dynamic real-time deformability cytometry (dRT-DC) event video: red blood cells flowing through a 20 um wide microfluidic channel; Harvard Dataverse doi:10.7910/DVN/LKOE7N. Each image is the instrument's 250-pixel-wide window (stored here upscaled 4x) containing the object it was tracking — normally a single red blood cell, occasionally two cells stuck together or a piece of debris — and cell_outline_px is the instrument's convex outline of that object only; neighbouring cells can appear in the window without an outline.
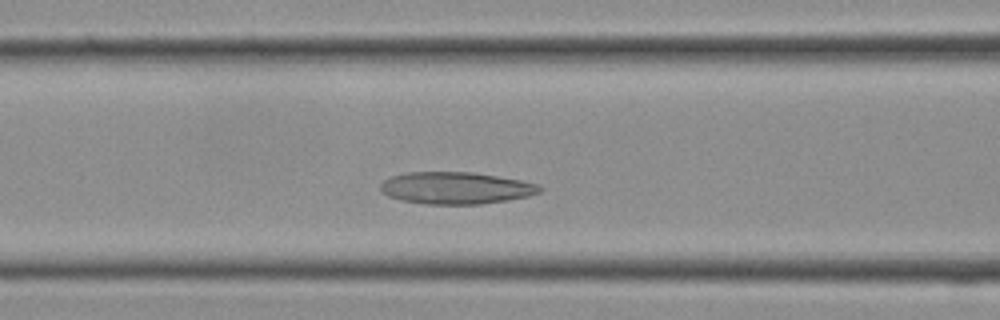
{"species": "Egyptian fruit bat (a non-hibernating species)", "species_latin": "Rousettus aegyptiacus", "temperature_condition": "cold", "stored_images_in_passage": 8, "camera_frame_rate_fps": 3000, "um_per_image_px": 0.085, "frame": {"image": 1, "passage_image": 4, "time_ms": 1.0, "image_size_px": [1000, 320], "cell_outline_px": [[544, 188], [540, 192], [528, 196], [508, 200], [480, 204], [424, 204], [404, 200], [388, 196], [380, 192], [380, 184], [384, 180], [392, 176], [408, 172], [472, 172], [520, 180], [540, 184]], "centroid_in_image_um": [38.76, 15.98], "position_along_channel_um": 127.8, "area_um2": 29.71}}
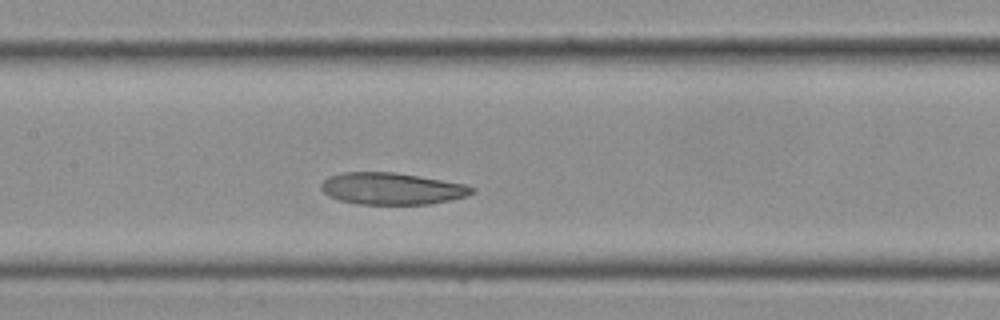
{"frame": {"image": 2, "passage_image": 6, "time_ms": 1.667, "image_size_px": [1000, 320], "cell_outline_px": [[476, 192], [468, 196], [428, 204], [356, 204], [340, 200], [328, 196], [320, 188], [320, 184], [328, 176], [344, 172], [396, 172], [464, 184], [476, 188]], "centroid_in_image_um": [33.29, 16.03], "position_along_channel_um": 174.1, "area_um2": 28.03}}
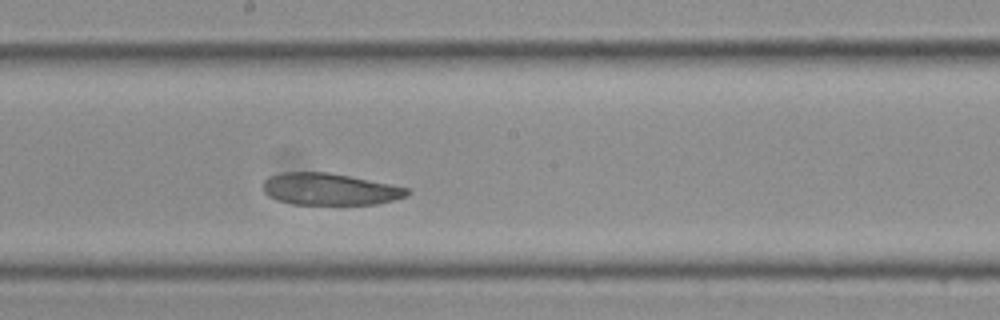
{"frame": {"image": 3, "passage_image": 8, "time_ms": 2.333, "image_size_px": [1000, 320], "cell_outline_px": [[412, 192], [408, 196], [380, 204], [292, 204], [276, 200], [268, 196], [264, 192], [264, 180], [268, 176], [284, 172], [328, 172], [408, 188]], "centroid_in_image_um": [28.02, 16.09], "position_along_channel_um": 220.2, "area_um2": 26.7}}